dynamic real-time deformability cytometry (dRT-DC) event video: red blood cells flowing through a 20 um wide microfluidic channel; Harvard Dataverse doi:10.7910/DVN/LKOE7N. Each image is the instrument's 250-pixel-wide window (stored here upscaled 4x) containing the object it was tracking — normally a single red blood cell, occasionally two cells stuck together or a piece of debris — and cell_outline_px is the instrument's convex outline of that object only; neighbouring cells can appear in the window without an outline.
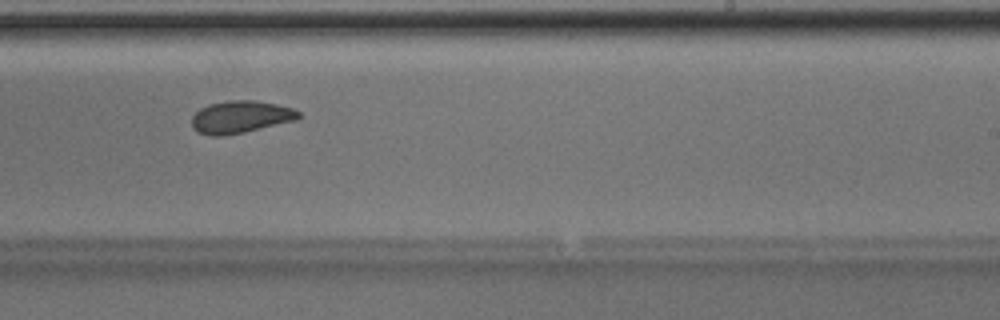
{"species": "Egyptian fruit bat (a non-hibernating species)", "species_latin": "Rousettus aegyptiacus", "temperature_condition": "room temperature", "stored_images_in_passage": 46, "camera_frame_rate_fps": 3000, "um_per_image_px": 0.085, "animal": {"sex": "male"}, "frame": {"image": 1, "passage_image": 27, "time_ms": 8.667, "image_size_px": [1000, 320], "cell_outline_px": [[300, 116], [292, 120], [244, 132], [224, 136], [212, 136], [196, 132], [192, 128], [192, 116], [200, 108], [208, 104], [228, 100], [252, 100], [276, 104], [292, 108], [300, 112]], "centroid_in_image_um": [20.36, 9.94], "position_along_channel_um": 268.6, "area_um2": 19.94}}
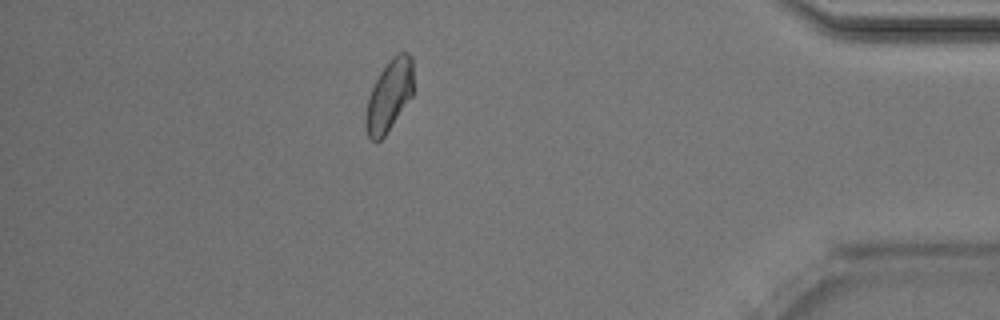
{"frame": {"image": 2, "passage_image": 40, "time_ms": 13.0, "image_size_px": [1000, 320], "cell_outline_px": [[412, 96], [384, 136], [380, 140], [372, 140], [368, 136], [364, 124], [364, 120], [368, 96], [380, 72], [392, 56], [400, 52], [408, 52], [412, 56]], "centroid_in_image_um": [33.06, 8.11], "position_along_channel_um": 402.1, "area_um2": 19.65}, "authors_computed_cell_mechanics": {"area_um2": 20.23, "velocity_mm_per_s": 4.0098, "shape_relaxation_time_tau1_ms": null, "shape_relaxation_time_tau2_ms": 1.8672, "deformation_change_tau1": null, "deformation_change_tau2": 0.0755}}